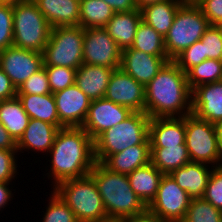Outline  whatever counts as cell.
I'll return each instance as SVG.
<instances>
[{
	"instance_id": "5b68a950",
	"label": "cell",
	"mask_w": 222,
	"mask_h": 222,
	"mask_svg": "<svg viewBox=\"0 0 222 222\" xmlns=\"http://www.w3.org/2000/svg\"><path fill=\"white\" fill-rule=\"evenodd\" d=\"M52 190L69 206L79 222H98L108 218L102 197L90 175L62 181Z\"/></svg>"
},
{
	"instance_id": "e0dca14e",
	"label": "cell",
	"mask_w": 222,
	"mask_h": 222,
	"mask_svg": "<svg viewBox=\"0 0 222 222\" xmlns=\"http://www.w3.org/2000/svg\"><path fill=\"white\" fill-rule=\"evenodd\" d=\"M192 113L209 123L222 121V80L200 85L192 91Z\"/></svg>"
},
{
	"instance_id": "7c38bea8",
	"label": "cell",
	"mask_w": 222,
	"mask_h": 222,
	"mask_svg": "<svg viewBox=\"0 0 222 222\" xmlns=\"http://www.w3.org/2000/svg\"><path fill=\"white\" fill-rule=\"evenodd\" d=\"M43 53L10 46L0 51V68L18 89L31 75L43 68Z\"/></svg>"
},
{
	"instance_id": "c3c4849f",
	"label": "cell",
	"mask_w": 222,
	"mask_h": 222,
	"mask_svg": "<svg viewBox=\"0 0 222 222\" xmlns=\"http://www.w3.org/2000/svg\"><path fill=\"white\" fill-rule=\"evenodd\" d=\"M134 1H135L137 9L141 10L142 8H144L148 5L164 2L166 0H134Z\"/></svg>"
},
{
	"instance_id": "836d02e7",
	"label": "cell",
	"mask_w": 222,
	"mask_h": 222,
	"mask_svg": "<svg viewBox=\"0 0 222 222\" xmlns=\"http://www.w3.org/2000/svg\"><path fill=\"white\" fill-rule=\"evenodd\" d=\"M50 192L42 222H79L69 206L53 190Z\"/></svg>"
},
{
	"instance_id": "74e56055",
	"label": "cell",
	"mask_w": 222,
	"mask_h": 222,
	"mask_svg": "<svg viewBox=\"0 0 222 222\" xmlns=\"http://www.w3.org/2000/svg\"><path fill=\"white\" fill-rule=\"evenodd\" d=\"M183 72L187 73L192 67L204 61L203 43L196 41L172 60Z\"/></svg>"
},
{
	"instance_id": "30bf717a",
	"label": "cell",
	"mask_w": 222,
	"mask_h": 222,
	"mask_svg": "<svg viewBox=\"0 0 222 222\" xmlns=\"http://www.w3.org/2000/svg\"><path fill=\"white\" fill-rule=\"evenodd\" d=\"M191 198L170 175H163L155 198L147 206L165 222H182Z\"/></svg>"
},
{
	"instance_id": "5bb4252c",
	"label": "cell",
	"mask_w": 222,
	"mask_h": 222,
	"mask_svg": "<svg viewBox=\"0 0 222 222\" xmlns=\"http://www.w3.org/2000/svg\"><path fill=\"white\" fill-rule=\"evenodd\" d=\"M133 111L106 98L90 102L82 128L95 141L104 131L128 118Z\"/></svg>"
},
{
	"instance_id": "8d00e7d4",
	"label": "cell",
	"mask_w": 222,
	"mask_h": 222,
	"mask_svg": "<svg viewBox=\"0 0 222 222\" xmlns=\"http://www.w3.org/2000/svg\"><path fill=\"white\" fill-rule=\"evenodd\" d=\"M13 46V3L0 2V51Z\"/></svg>"
},
{
	"instance_id": "277c9868",
	"label": "cell",
	"mask_w": 222,
	"mask_h": 222,
	"mask_svg": "<svg viewBox=\"0 0 222 222\" xmlns=\"http://www.w3.org/2000/svg\"><path fill=\"white\" fill-rule=\"evenodd\" d=\"M150 117L145 112H133L124 121L104 131L94 141L95 161L103 163L110 155L128 147L150 144Z\"/></svg>"
},
{
	"instance_id": "4dcf8cb0",
	"label": "cell",
	"mask_w": 222,
	"mask_h": 222,
	"mask_svg": "<svg viewBox=\"0 0 222 222\" xmlns=\"http://www.w3.org/2000/svg\"><path fill=\"white\" fill-rule=\"evenodd\" d=\"M131 47L154 56H167L164 37L142 20Z\"/></svg>"
},
{
	"instance_id": "4316f807",
	"label": "cell",
	"mask_w": 222,
	"mask_h": 222,
	"mask_svg": "<svg viewBox=\"0 0 222 222\" xmlns=\"http://www.w3.org/2000/svg\"><path fill=\"white\" fill-rule=\"evenodd\" d=\"M17 97L30 119H38L59 128V117L52 93L43 95L17 94Z\"/></svg>"
},
{
	"instance_id": "3957f363",
	"label": "cell",
	"mask_w": 222,
	"mask_h": 222,
	"mask_svg": "<svg viewBox=\"0 0 222 222\" xmlns=\"http://www.w3.org/2000/svg\"><path fill=\"white\" fill-rule=\"evenodd\" d=\"M89 175L96 183L108 218L126 219L147 208L132 190L127 175L112 172L99 162Z\"/></svg>"
},
{
	"instance_id": "2e32d148",
	"label": "cell",
	"mask_w": 222,
	"mask_h": 222,
	"mask_svg": "<svg viewBox=\"0 0 222 222\" xmlns=\"http://www.w3.org/2000/svg\"><path fill=\"white\" fill-rule=\"evenodd\" d=\"M168 61V56H154L129 47L122 50L120 68L146 86Z\"/></svg>"
},
{
	"instance_id": "681fc988",
	"label": "cell",
	"mask_w": 222,
	"mask_h": 222,
	"mask_svg": "<svg viewBox=\"0 0 222 222\" xmlns=\"http://www.w3.org/2000/svg\"><path fill=\"white\" fill-rule=\"evenodd\" d=\"M215 129L217 133V139L220 149L222 150V121L215 123Z\"/></svg>"
},
{
	"instance_id": "83f0119b",
	"label": "cell",
	"mask_w": 222,
	"mask_h": 222,
	"mask_svg": "<svg viewBox=\"0 0 222 222\" xmlns=\"http://www.w3.org/2000/svg\"><path fill=\"white\" fill-rule=\"evenodd\" d=\"M150 162L163 175H169L190 162L186 144L166 146V148L151 147Z\"/></svg>"
},
{
	"instance_id": "603a6c76",
	"label": "cell",
	"mask_w": 222,
	"mask_h": 222,
	"mask_svg": "<svg viewBox=\"0 0 222 222\" xmlns=\"http://www.w3.org/2000/svg\"><path fill=\"white\" fill-rule=\"evenodd\" d=\"M142 20L139 9L128 12H117L104 27L108 34L123 50L132 46L136 30Z\"/></svg>"
},
{
	"instance_id": "52a82bcc",
	"label": "cell",
	"mask_w": 222,
	"mask_h": 222,
	"mask_svg": "<svg viewBox=\"0 0 222 222\" xmlns=\"http://www.w3.org/2000/svg\"><path fill=\"white\" fill-rule=\"evenodd\" d=\"M210 24L199 6L185 0L178 8L173 24L164 37L165 51L173 60L182 51L200 40Z\"/></svg>"
},
{
	"instance_id": "8fae6325",
	"label": "cell",
	"mask_w": 222,
	"mask_h": 222,
	"mask_svg": "<svg viewBox=\"0 0 222 222\" xmlns=\"http://www.w3.org/2000/svg\"><path fill=\"white\" fill-rule=\"evenodd\" d=\"M122 49L103 28L84 29L83 63L120 68Z\"/></svg>"
},
{
	"instance_id": "ffe728a7",
	"label": "cell",
	"mask_w": 222,
	"mask_h": 222,
	"mask_svg": "<svg viewBox=\"0 0 222 222\" xmlns=\"http://www.w3.org/2000/svg\"><path fill=\"white\" fill-rule=\"evenodd\" d=\"M212 169L211 165L190 161L169 175L191 199H195L203 197Z\"/></svg>"
},
{
	"instance_id": "f6af8a7d",
	"label": "cell",
	"mask_w": 222,
	"mask_h": 222,
	"mask_svg": "<svg viewBox=\"0 0 222 222\" xmlns=\"http://www.w3.org/2000/svg\"><path fill=\"white\" fill-rule=\"evenodd\" d=\"M9 185H12L11 182H0V211L2 213V211L4 210V208L8 207V203L13 200L14 198V193L12 191H15L16 189H12L11 186V190ZM2 209V210H1Z\"/></svg>"
},
{
	"instance_id": "ba28073f",
	"label": "cell",
	"mask_w": 222,
	"mask_h": 222,
	"mask_svg": "<svg viewBox=\"0 0 222 222\" xmlns=\"http://www.w3.org/2000/svg\"><path fill=\"white\" fill-rule=\"evenodd\" d=\"M84 28L81 26L51 28L43 52V66L78 69L83 64Z\"/></svg>"
},
{
	"instance_id": "f35d334b",
	"label": "cell",
	"mask_w": 222,
	"mask_h": 222,
	"mask_svg": "<svg viewBox=\"0 0 222 222\" xmlns=\"http://www.w3.org/2000/svg\"><path fill=\"white\" fill-rule=\"evenodd\" d=\"M51 93L47 72L43 67L31 75L18 89L17 94L43 95Z\"/></svg>"
},
{
	"instance_id": "9c48e42d",
	"label": "cell",
	"mask_w": 222,
	"mask_h": 222,
	"mask_svg": "<svg viewBox=\"0 0 222 222\" xmlns=\"http://www.w3.org/2000/svg\"><path fill=\"white\" fill-rule=\"evenodd\" d=\"M185 144L190 161L213 167L222 166V150L219 147L215 125L196 117L185 116Z\"/></svg>"
},
{
	"instance_id": "6da1fadb",
	"label": "cell",
	"mask_w": 222,
	"mask_h": 222,
	"mask_svg": "<svg viewBox=\"0 0 222 222\" xmlns=\"http://www.w3.org/2000/svg\"><path fill=\"white\" fill-rule=\"evenodd\" d=\"M50 169L46 167V177L51 179V187L58 183L89 175L95 161L94 141L82 127L60 128L49 150Z\"/></svg>"
},
{
	"instance_id": "7dc6e473",
	"label": "cell",
	"mask_w": 222,
	"mask_h": 222,
	"mask_svg": "<svg viewBox=\"0 0 222 222\" xmlns=\"http://www.w3.org/2000/svg\"><path fill=\"white\" fill-rule=\"evenodd\" d=\"M0 149H17V142L0 123Z\"/></svg>"
},
{
	"instance_id": "ab89813d",
	"label": "cell",
	"mask_w": 222,
	"mask_h": 222,
	"mask_svg": "<svg viewBox=\"0 0 222 222\" xmlns=\"http://www.w3.org/2000/svg\"><path fill=\"white\" fill-rule=\"evenodd\" d=\"M17 149H0V182H12L19 175Z\"/></svg>"
},
{
	"instance_id": "7bdbcfd3",
	"label": "cell",
	"mask_w": 222,
	"mask_h": 222,
	"mask_svg": "<svg viewBox=\"0 0 222 222\" xmlns=\"http://www.w3.org/2000/svg\"><path fill=\"white\" fill-rule=\"evenodd\" d=\"M17 96V89L11 79L0 68V101L9 100Z\"/></svg>"
},
{
	"instance_id": "484cf974",
	"label": "cell",
	"mask_w": 222,
	"mask_h": 222,
	"mask_svg": "<svg viewBox=\"0 0 222 222\" xmlns=\"http://www.w3.org/2000/svg\"><path fill=\"white\" fill-rule=\"evenodd\" d=\"M185 0H166L142 8V21L150 25L157 33L166 36L171 28L176 12Z\"/></svg>"
},
{
	"instance_id": "1f68e13d",
	"label": "cell",
	"mask_w": 222,
	"mask_h": 222,
	"mask_svg": "<svg viewBox=\"0 0 222 222\" xmlns=\"http://www.w3.org/2000/svg\"><path fill=\"white\" fill-rule=\"evenodd\" d=\"M186 76L192 91L200 85L221 81L222 61L205 59L199 65L192 67Z\"/></svg>"
},
{
	"instance_id": "f1b7e54d",
	"label": "cell",
	"mask_w": 222,
	"mask_h": 222,
	"mask_svg": "<svg viewBox=\"0 0 222 222\" xmlns=\"http://www.w3.org/2000/svg\"><path fill=\"white\" fill-rule=\"evenodd\" d=\"M30 117L23 109L21 101L16 96L0 101V123L17 142L25 131Z\"/></svg>"
},
{
	"instance_id": "8992f818",
	"label": "cell",
	"mask_w": 222,
	"mask_h": 222,
	"mask_svg": "<svg viewBox=\"0 0 222 222\" xmlns=\"http://www.w3.org/2000/svg\"><path fill=\"white\" fill-rule=\"evenodd\" d=\"M51 26L34 1L13 2V46L44 52Z\"/></svg>"
},
{
	"instance_id": "ac0fdd59",
	"label": "cell",
	"mask_w": 222,
	"mask_h": 222,
	"mask_svg": "<svg viewBox=\"0 0 222 222\" xmlns=\"http://www.w3.org/2000/svg\"><path fill=\"white\" fill-rule=\"evenodd\" d=\"M58 130L59 128L54 124L30 119L23 135L17 141L18 154L21 155L24 151H27V154L30 153L29 151L48 154Z\"/></svg>"
},
{
	"instance_id": "f907efd6",
	"label": "cell",
	"mask_w": 222,
	"mask_h": 222,
	"mask_svg": "<svg viewBox=\"0 0 222 222\" xmlns=\"http://www.w3.org/2000/svg\"><path fill=\"white\" fill-rule=\"evenodd\" d=\"M98 222H125V219L107 218V219H104V220H100Z\"/></svg>"
},
{
	"instance_id": "4fadbf2b",
	"label": "cell",
	"mask_w": 222,
	"mask_h": 222,
	"mask_svg": "<svg viewBox=\"0 0 222 222\" xmlns=\"http://www.w3.org/2000/svg\"><path fill=\"white\" fill-rule=\"evenodd\" d=\"M104 98L133 112H145V86L121 68L111 74Z\"/></svg>"
},
{
	"instance_id": "b9f144b4",
	"label": "cell",
	"mask_w": 222,
	"mask_h": 222,
	"mask_svg": "<svg viewBox=\"0 0 222 222\" xmlns=\"http://www.w3.org/2000/svg\"><path fill=\"white\" fill-rule=\"evenodd\" d=\"M212 26H222V0H201L198 4Z\"/></svg>"
},
{
	"instance_id": "44dd1931",
	"label": "cell",
	"mask_w": 222,
	"mask_h": 222,
	"mask_svg": "<svg viewBox=\"0 0 222 222\" xmlns=\"http://www.w3.org/2000/svg\"><path fill=\"white\" fill-rule=\"evenodd\" d=\"M51 28L79 26L80 0H34Z\"/></svg>"
},
{
	"instance_id": "bcb514c9",
	"label": "cell",
	"mask_w": 222,
	"mask_h": 222,
	"mask_svg": "<svg viewBox=\"0 0 222 222\" xmlns=\"http://www.w3.org/2000/svg\"><path fill=\"white\" fill-rule=\"evenodd\" d=\"M105 1L115 13L128 12L136 10V4L134 0H103Z\"/></svg>"
},
{
	"instance_id": "60d3db41",
	"label": "cell",
	"mask_w": 222,
	"mask_h": 222,
	"mask_svg": "<svg viewBox=\"0 0 222 222\" xmlns=\"http://www.w3.org/2000/svg\"><path fill=\"white\" fill-rule=\"evenodd\" d=\"M203 198L222 210V166L213 167Z\"/></svg>"
},
{
	"instance_id": "d4e9b609",
	"label": "cell",
	"mask_w": 222,
	"mask_h": 222,
	"mask_svg": "<svg viewBox=\"0 0 222 222\" xmlns=\"http://www.w3.org/2000/svg\"><path fill=\"white\" fill-rule=\"evenodd\" d=\"M127 176L132 190L148 206L155 198L163 174L149 162Z\"/></svg>"
},
{
	"instance_id": "d590c367",
	"label": "cell",
	"mask_w": 222,
	"mask_h": 222,
	"mask_svg": "<svg viewBox=\"0 0 222 222\" xmlns=\"http://www.w3.org/2000/svg\"><path fill=\"white\" fill-rule=\"evenodd\" d=\"M200 40L203 43L204 60L222 61V26L210 25Z\"/></svg>"
},
{
	"instance_id": "d6986e66",
	"label": "cell",
	"mask_w": 222,
	"mask_h": 222,
	"mask_svg": "<svg viewBox=\"0 0 222 222\" xmlns=\"http://www.w3.org/2000/svg\"><path fill=\"white\" fill-rule=\"evenodd\" d=\"M149 139L150 147L185 144V116L150 119Z\"/></svg>"
},
{
	"instance_id": "816d5d0a",
	"label": "cell",
	"mask_w": 222,
	"mask_h": 222,
	"mask_svg": "<svg viewBox=\"0 0 222 222\" xmlns=\"http://www.w3.org/2000/svg\"><path fill=\"white\" fill-rule=\"evenodd\" d=\"M15 1H21V0H0V2H15Z\"/></svg>"
},
{
	"instance_id": "cb8c5ba5",
	"label": "cell",
	"mask_w": 222,
	"mask_h": 222,
	"mask_svg": "<svg viewBox=\"0 0 222 222\" xmlns=\"http://www.w3.org/2000/svg\"><path fill=\"white\" fill-rule=\"evenodd\" d=\"M150 144L133 145L110 155L102 164L112 172L128 175L150 162Z\"/></svg>"
},
{
	"instance_id": "f546056e",
	"label": "cell",
	"mask_w": 222,
	"mask_h": 222,
	"mask_svg": "<svg viewBox=\"0 0 222 222\" xmlns=\"http://www.w3.org/2000/svg\"><path fill=\"white\" fill-rule=\"evenodd\" d=\"M115 12L103 0H80L79 26L84 29L103 28Z\"/></svg>"
},
{
	"instance_id": "7402d4cb",
	"label": "cell",
	"mask_w": 222,
	"mask_h": 222,
	"mask_svg": "<svg viewBox=\"0 0 222 222\" xmlns=\"http://www.w3.org/2000/svg\"><path fill=\"white\" fill-rule=\"evenodd\" d=\"M114 69L83 63L76 71L75 84L90 101L104 98Z\"/></svg>"
},
{
	"instance_id": "ee69618b",
	"label": "cell",
	"mask_w": 222,
	"mask_h": 222,
	"mask_svg": "<svg viewBox=\"0 0 222 222\" xmlns=\"http://www.w3.org/2000/svg\"><path fill=\"white\" fill-rule=\"evenodd\" d=\"M125 222H165L160 216L146 208L143 212L126 218Z\"/></svg>"
},
{
	"instance_id": "d6a6232c",
	"label": "cell",
	"mask_w": 222,
	"mask_h": 222,
	"mask_svg": "<svg viewBox=\"0 0 222 222\" xmlns=\"http://www.w3.org/2000/svg\"><path fill=\"white\" fill-rule=\"evenodd\" d=\"M182 222H222V210L215 208L203 197L191 199Z\"/></svg>"
},
{
	"instance_id": "f5cc1de1",
	"label": "cell",
	"mask_w": 222,
	"mask_h": 222,
	"mask_svg": "<svg viewBox=\"0 0 222 222\" xmlns=\"http://www.w3.org/2000/svg\"><path fill=\"white\" fill-rule=\"evenodd\" d=\"M192 3L198 4L201 0H189Z\"/></svg>"
},
{
	"instance_id": "9a60e30c",
	"label": "cell",
	"mask_w": 222,
	"mask_h": 222,
	"mask_svg": "<svg viewBox=\"0 0 222 222\" xmlns=\"http://www.w3.org/2000/svg\"><path fill=\"white\" fill-rule=\"evenodd\" d=\"M53 96L59 117V129L82 127L91 102L87 95L74 83L64 90L55 92Z\"/></svg>"
},
{
	"instance_id": "7a4b0ae2",
	"label": "cell",
	"mask_w": 222,
	"mask_h": 222,
	"mask_svg": "<svg viewBox=\"0 0 222 222\" xmlns=\"http://www.w3.org/2000/svg\"><path fill=\"white\" fill-rule=\"evenodd\" d=\"M145 113L150 119L192 113V90L186 73L172 60L145 86Z\"/></svg>"
},
{
	"instance_id": "e575fe53",
	"label": "cell",
	"mask_w": 222,
	"mask_h": 222,
	"mask_svg": "<svg viewBox=\"0 0 222 222\" xmlns=\"http://www.w3.org/2000/svg\"><path fill=\"white\" fill-rule=\"evenodd\" d=\"M47 72L51 93L64 90L73 85L76 79V69L61 66H43Z\"/></svg>"
}]
</instances>
